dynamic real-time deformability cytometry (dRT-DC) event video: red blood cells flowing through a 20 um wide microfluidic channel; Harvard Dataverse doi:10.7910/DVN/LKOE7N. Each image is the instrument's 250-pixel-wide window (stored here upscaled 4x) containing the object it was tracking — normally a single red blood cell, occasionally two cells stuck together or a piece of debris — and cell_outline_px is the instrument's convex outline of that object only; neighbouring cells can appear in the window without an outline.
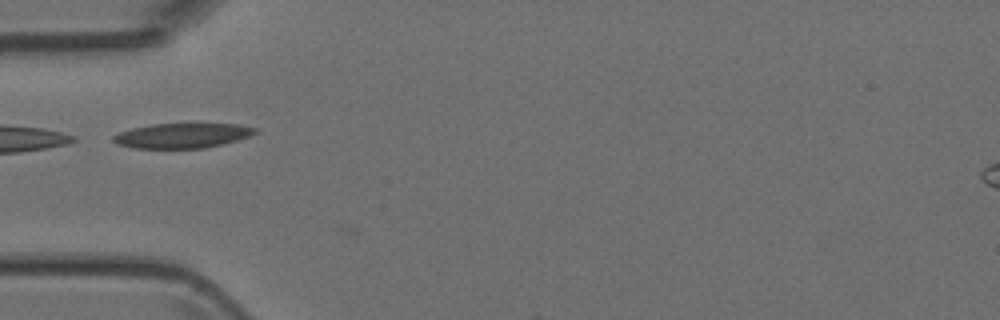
{"species": "Egyptian fruit bat (a non-hibernating species)", "species_latin": "Rousettus aegyptiacus", "temperature_condition": "room temperature", "stored_images_in_passage": 27, "camera_frame_rate_fps": 3000, "um_per_image_px": 0.085, "animal": {"sex": "female"}, "frame": {"image": 1, "passage_image": 6, "time_ms": 1.667, "image_size_px": [1000, 320], "cell_outline_px": [[256, 132], [248, 136], [236, 140], [204, 148], [132, 148], [116, 144], [112, 140], [112, 136], [120, 132], [132, 128], [152, 124], [200, 120], [236, 124], [256, 128]], "centroid_in_image_um": [15.49, 11.46], "position_along_channel_um": 69.5, "area_um2": 21.5}}
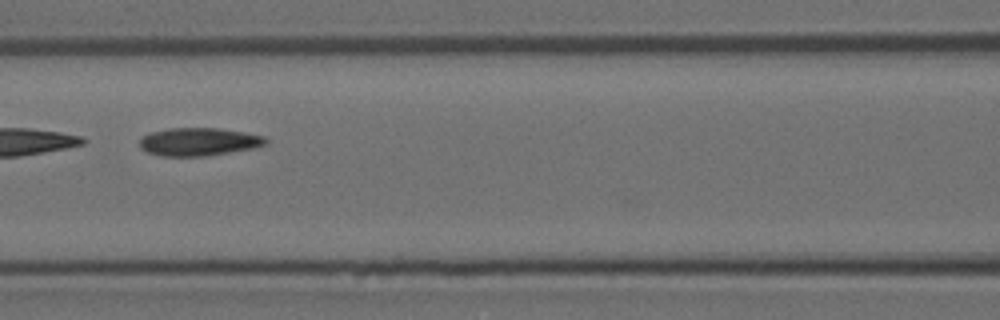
{"frame": {"image": 2, "passage_image": 12, "time_ms": 3.667, "image_size_px": [1000, 320], "cell_outline_px": [[268, 144], [252, 148], [208, 156], [160, 156], [148, 152], [140, 148], [140, 140], [144, 136], [152, 132], [168, 128], [216, 128], [264, 136], [268, 140]], "centroid_in_image_um": [16.89, 12.06], "position_along_channel_um": 149.7, "area_um2": 20.4}}
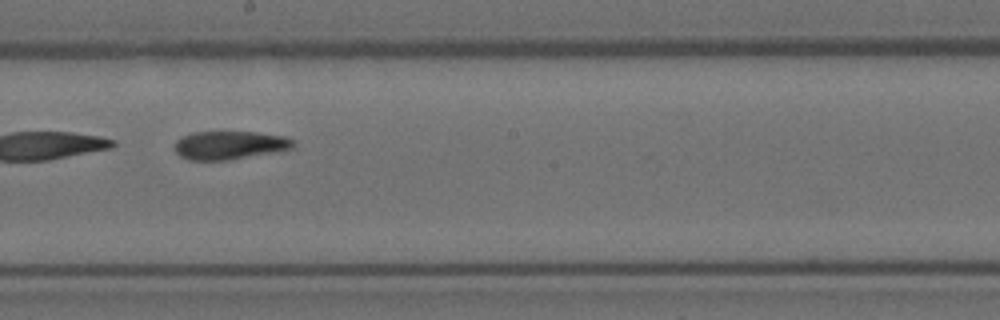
{"frame": {"image": 3, "passage_image": 18, "time_ms": 5.667, "image_size_px": [1000, 320], "cell_outline_px": [[296, 148], [228, 160], [188, 160], [180, 156], [176, 152], [176, 140], [180, 136], [192, 132], [256, 132], [284, 136], [296, 140]], "centroid_in_image_um": [19.55, 12.33], "position_along_channel_um": 228.7, "area_um2": 19.77}}